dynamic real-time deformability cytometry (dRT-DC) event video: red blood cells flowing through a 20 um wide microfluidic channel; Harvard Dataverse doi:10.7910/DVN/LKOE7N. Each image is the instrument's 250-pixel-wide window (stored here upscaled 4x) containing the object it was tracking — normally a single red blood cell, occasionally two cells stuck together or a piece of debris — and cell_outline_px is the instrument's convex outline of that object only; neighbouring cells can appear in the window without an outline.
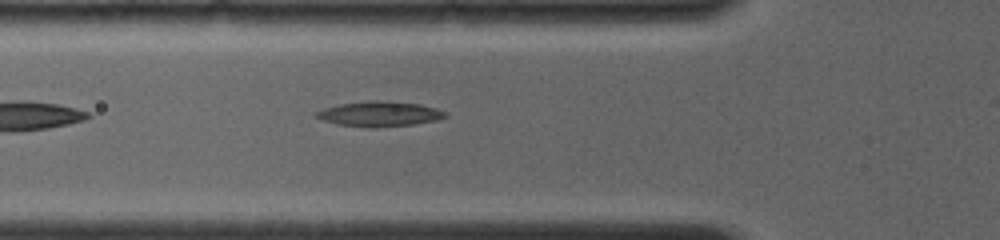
{"species": "common noctule bat (a hibernating species)", "species_latin": "Nyctalus noctula", "temperature_condition": "room temperature", "stored_images_in_passage": 5, "camera_frame_rate_fps": 4000, "um_per_image_px": 0.085, "animal": {"sex": "female", "body_mass_g": 19.0, "forearm_length_mm": 56.7}, "frame": {"image": 1, "passage_image": 4, "time_ms": 1.0, "image_size_px": [1000, 240], "cell_outline_px": [[448, 116], [436, 120], [412, 124], [376, 128], [368, 128], [336, 124], [324, 120], [316, 116], [316, 112], [324, 108], [340, 104], [372, 100], [380, 100], [420, 104], [436, 108], [444, 112]], "centroid_in_image_um": [32.25, 9.69], "position_along_channel_um": 93.5, "area_um2": 18.73}}